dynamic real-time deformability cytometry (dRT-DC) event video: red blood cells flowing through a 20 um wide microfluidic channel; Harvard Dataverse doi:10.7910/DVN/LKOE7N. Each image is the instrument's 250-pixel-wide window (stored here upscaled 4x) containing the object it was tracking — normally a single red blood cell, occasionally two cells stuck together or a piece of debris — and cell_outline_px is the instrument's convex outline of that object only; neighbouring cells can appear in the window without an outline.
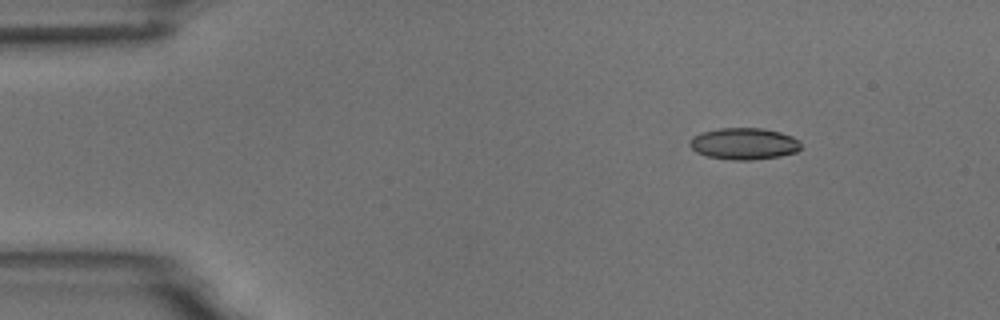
{"species": "common noctule bat (a hibernating species)", "species_latin": "Nyctalus noctula", "temperature_condition": "room temperature", "stored_images_in_passage": 3, "camera_frame_rate_fps": 3000, "um_per_image_px": 0.085, "animal": {"sex": "male", "body_mass_g": 18.8}, "frame": {"image": 1, "passage_image": 1, "time_ms": 0.0, "image_size_px": [1000, 320], "cell_outline_px": [[800, 148], [796, 152], [780, 156], [752, 160], [732, 160], [708, 156], [696, 152], [688, 144], [688, 140], [692, 136], [704, 132], [720, 128], [764, 128], [780, 132], [792, 136], [800, 140]], "centroid_in_image_um": [63.24, 12.21], "position_along_channel_um": 21.8, "area_um2": 20.58}}